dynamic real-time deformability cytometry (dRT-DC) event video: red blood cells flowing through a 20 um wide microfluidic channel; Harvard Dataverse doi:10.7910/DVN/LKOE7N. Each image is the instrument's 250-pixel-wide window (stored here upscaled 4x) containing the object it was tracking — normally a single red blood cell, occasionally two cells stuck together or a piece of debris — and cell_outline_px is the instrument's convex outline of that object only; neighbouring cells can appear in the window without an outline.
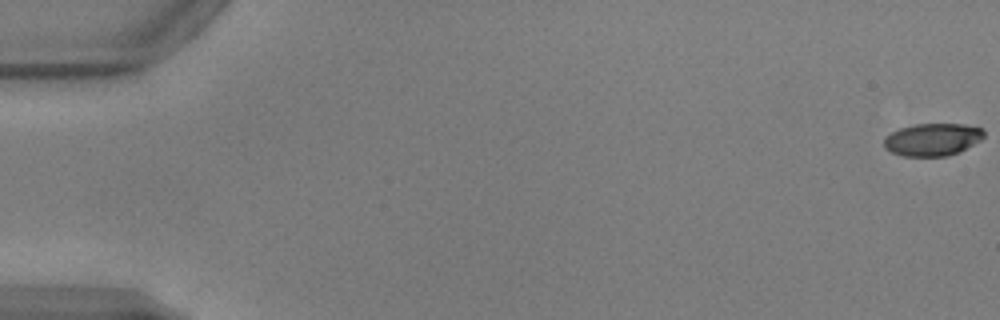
{"species": "common noctule bat (a hibernating species)", "species_latin": "Nyctalus noctula", "temperature_condition": "warm", "stored_images_in_passage": 15, "camera_frame_rate_fps": 3000, "um_per_image_px": 0.085, "animal": {"sex": "male", "body_mass_g": 17.9, "forearm_length_mm": 54.2}, "frame": {"image": 1, "passage_image": 1, "time_ms": 0.0, "image_size_px": [1000, 320], "cell_outline_px": [[984, 136], [980, 140], [960, 152], [948, 156], [904, 156], [892, 152], [884, 148], [884, 136], [900, 128], [916, 124], [964, 124], [984, 128]], "centroid_in_image_um": [79.27, 11.86], "position_along_channel_um": 5.7, "area_um2": 19.02}}